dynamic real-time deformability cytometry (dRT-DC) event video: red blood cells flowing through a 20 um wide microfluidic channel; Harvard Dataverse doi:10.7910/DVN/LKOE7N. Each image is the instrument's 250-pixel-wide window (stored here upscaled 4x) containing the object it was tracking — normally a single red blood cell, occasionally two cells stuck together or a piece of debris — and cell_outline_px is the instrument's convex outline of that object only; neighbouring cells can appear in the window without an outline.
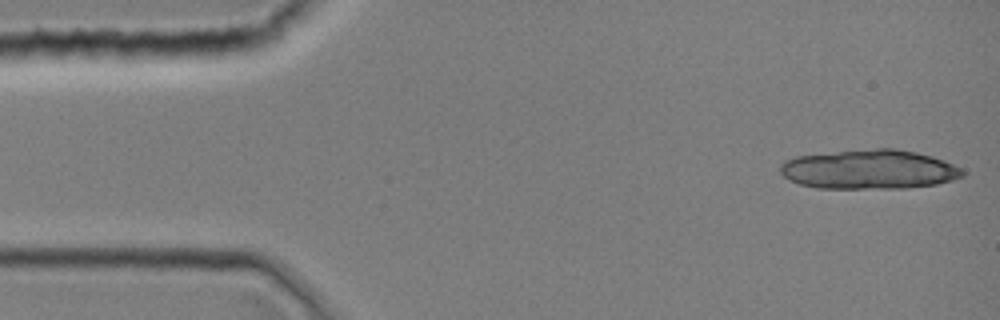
{"species": "common noctule bat (a hibernating species)", "species_latin": "Nyctalus noctula", "temperature_condition": "room temperature", "stored_images_in_passage": 8, "camera_frame_rate_fps": 3000, "um_per_image_px": 0.085, "animal": {"sex": "female", "body_mass_g": 19.0, "forearm_length_mm": 51.5}, "frame": {"image": 1, "passage_image": 1, "time_ms": 0.0, "image_size_px": [1000, 320], "cell_outline_px": [[964, 176], [952, 180], [936, 184], [908, 188], [816, 188], [800, 184], [784, 176], [780, 172], [780, 164], [784, 160], [796, 156], [876, 148], [896, 148], [916, 152], [932, 156], [944, 160], [960, 168], [964, 172]], "centroid_in_image_um": [73.9, 14.4], "position_along_channel_um": 11.1, "area_um2": 41.73}}